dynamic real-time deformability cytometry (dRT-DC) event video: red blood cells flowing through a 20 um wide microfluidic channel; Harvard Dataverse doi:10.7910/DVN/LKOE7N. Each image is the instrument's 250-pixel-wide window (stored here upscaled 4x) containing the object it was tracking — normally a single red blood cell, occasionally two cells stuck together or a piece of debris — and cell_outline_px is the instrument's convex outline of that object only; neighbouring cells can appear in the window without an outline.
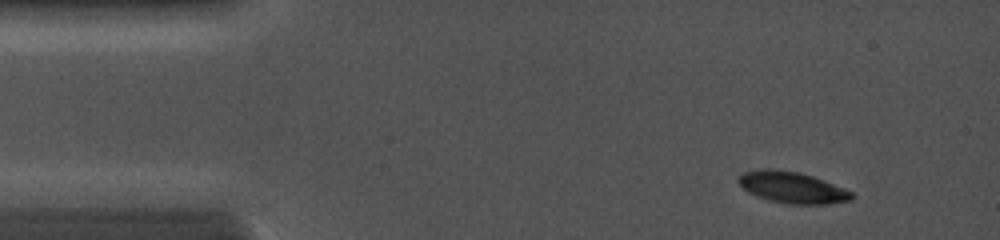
{"species": "common noctule bat (a hibernating species)", "species_latin": "Nyctalus noctula", "temperature_condition": "cold", "stored_images_in_passage": 5, "camera_frame_rate_fps": 5000, "um_per_image_px": 0.085, "animal": {"sex": "female", "body_mass_g": 19.0, "forearm_length_mm": 56.7}, "frame": {"image": 1, "passage_image": 2, "time_ms": 1.2, "image_size_px": [1000, 240], "cell_outline_px": [[856, 196], [852, 200], [828, 204], [788, 204], [768, 200], [756, 196], [748, 192], [736, 180], [740, 172], [760, 168], [772, 168], [800, 172], [824, 180], [844, 188], [852, 192]], "centroid_in_image_um": [67.31, 15.92], "position_along_channel_um": 17.7, "area_um2": 21.1}}